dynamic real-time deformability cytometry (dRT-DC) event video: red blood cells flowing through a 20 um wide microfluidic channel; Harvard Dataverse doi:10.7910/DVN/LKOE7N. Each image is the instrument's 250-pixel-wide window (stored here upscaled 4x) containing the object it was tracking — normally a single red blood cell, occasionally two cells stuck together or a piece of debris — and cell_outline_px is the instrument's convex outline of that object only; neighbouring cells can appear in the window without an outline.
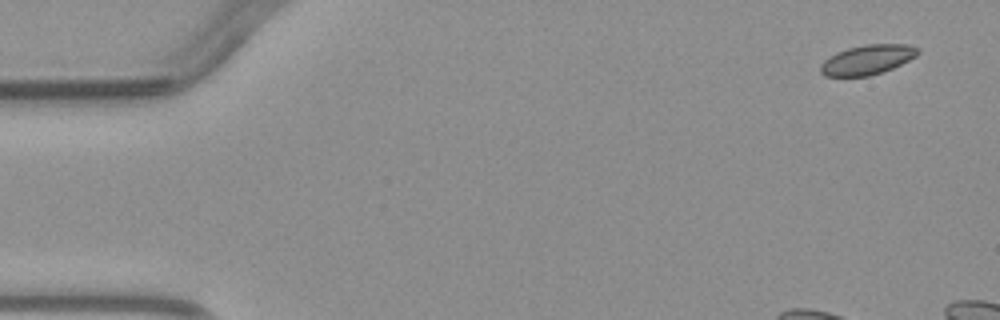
{"species": "common noctule bat (a hibernating species)", "species_latin": "Nyctalus noctula", "temperature_condition": "warm", "stored_images_in_passage": 3, "camera_frame_rate_fps": 3000, "um_per_image_px": 0.085, "animal": {"sex": "male", "body_mass_g": 23.1, "forearm_length_mm": 52.7}, "frame": {"image": 1, "passage_image": 1, "time_ms": 0.0, "image_size_px": [1000, 320], "cell_outline_px": [[920, 52], [916, 56], [892, 68], [868, 76], [824, 76], [820, 72], [820, 64], [824, 60], [836, 52], [848, 48], [864, 44], [908, 44], [920, 48]], "centroid_in_image_um": [73.72, 5.06], "position_along_channel_um": 11.3, "area_um2": 16.82}}